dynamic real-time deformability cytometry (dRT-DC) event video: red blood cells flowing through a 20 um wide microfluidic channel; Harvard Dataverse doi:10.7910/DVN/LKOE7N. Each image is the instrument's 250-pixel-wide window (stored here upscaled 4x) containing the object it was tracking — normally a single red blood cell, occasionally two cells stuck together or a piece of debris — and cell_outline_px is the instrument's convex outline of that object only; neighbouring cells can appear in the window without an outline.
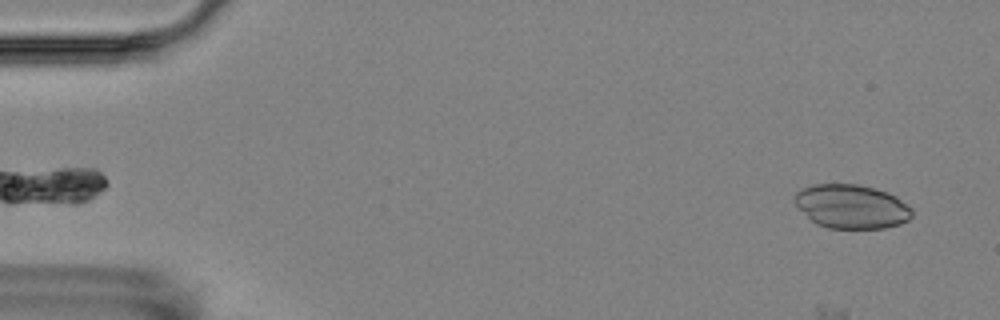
{"species": "Egyptian fruit bat (a non-hibernating species)", "species_latin": "Rousettus aegyptiacus", "temperature_condition": "room temperature", "stored_images_in_passage": 8, "segment_of_instrument_passage": [1, 2], "camera_frame_rate_fps": 3000, "um_per_image_px": 0.085, "animal": {"sex": "female"}, "frame": {"image": 1, "passage_image": 1, "time_ms": 0.0, "image_size_px": [1000, 320], "cell_outline_px": [[912, 216], [908, 220], [900, 224], [884, 228], [828, 228], [816, 224], [792, 200], [792, 196], [800, 188], [812, 184], [856, 184], [876, 188], [888, 192], [896, 196], [912, 208]], "centroid_in_image_um": [72.37, 17.54], "position_along_channel_um": 12.6, "area_um2": 30.23}}